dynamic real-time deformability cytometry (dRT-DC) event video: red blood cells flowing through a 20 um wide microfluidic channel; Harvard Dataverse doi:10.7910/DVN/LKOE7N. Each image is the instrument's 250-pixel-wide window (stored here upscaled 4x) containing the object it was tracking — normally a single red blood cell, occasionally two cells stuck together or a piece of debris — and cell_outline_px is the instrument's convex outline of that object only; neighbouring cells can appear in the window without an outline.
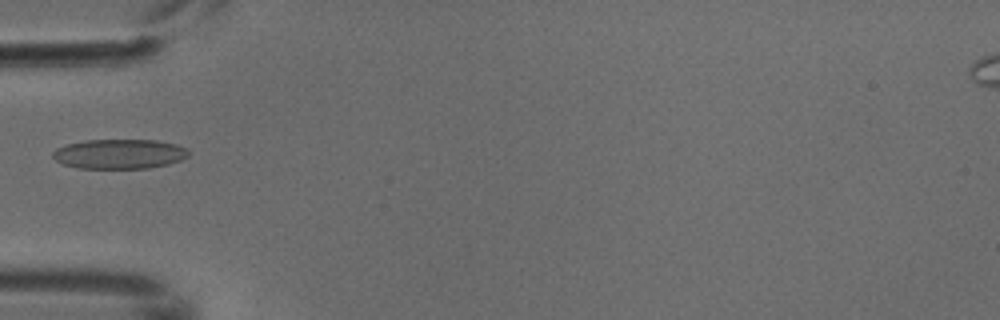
{"species": "common noctule bat (a hibernating species)", "species_latin": "Nyctalus noctula", "temperature_condition": "cold", "stored_images_in_passage": 4, "camera_frame_rate_fps": 3000, "um_per_image_px": 0.085, "animal": {"sex": "male", "body_mass_g": 18.8}, "frame": {"image": 1, "passage_image": 4, "time_ms": 1.0, "image_size_px": [1000, 320], "cell_outline_px": [[188, 156], [180, 160], [168, 164], [148, 168], [76, 168], [64, 164], [56, 160], [52, 156], [52, 152], [56, 148], [68, 144], [88, 140], [156, 140], [176, 144], [188, 148]], "centroid_in_image_um": [10.15, 13.08], "position_along_channel_um": 74.8, "area_um2": 23.41}}